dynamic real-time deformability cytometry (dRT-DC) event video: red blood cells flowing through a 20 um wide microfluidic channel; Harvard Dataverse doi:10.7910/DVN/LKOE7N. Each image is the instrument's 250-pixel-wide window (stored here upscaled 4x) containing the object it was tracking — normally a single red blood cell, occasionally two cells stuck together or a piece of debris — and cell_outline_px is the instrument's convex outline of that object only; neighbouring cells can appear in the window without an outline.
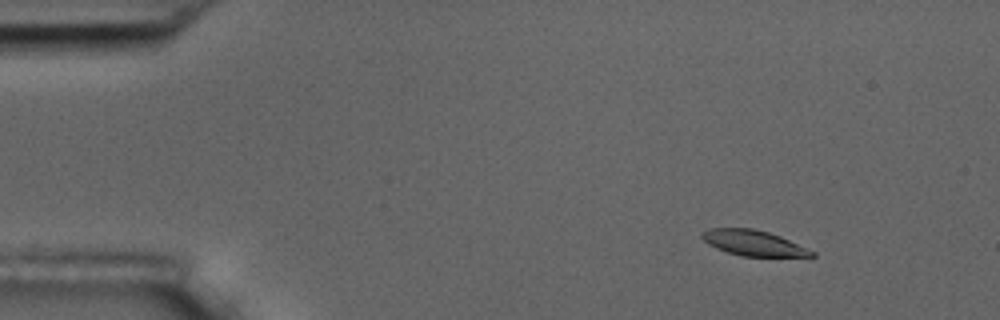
{"species": "common noctule bat (a hibernating species)", "species_latin": "Nyctalus noctula", "temperature_condition": "room temperature", "stored_images_in_passage": 4, "camera_frame_rate_fps": 3000, "um_per_image_px": 0.085, "animal": {"sex": "male", "body_mass_g": 17.5, "forearm_length_mm": 52.3}, "frame": {"image": 1, "passage_image": 2, "time_ms": 1.0, "image_size_px": [1000, 320], "cell_outline_px": [[816, 256], [740, 256], [716, 248], [708, 244], [700, 236], [700, 232], [708, 228], [752, 228], [768, 232], [780, 236], [816, 252]], "centroid_in_image_um": [64.0, 20.64], "position_along_channel_um": 21.0, "area_um2": 16.24}}
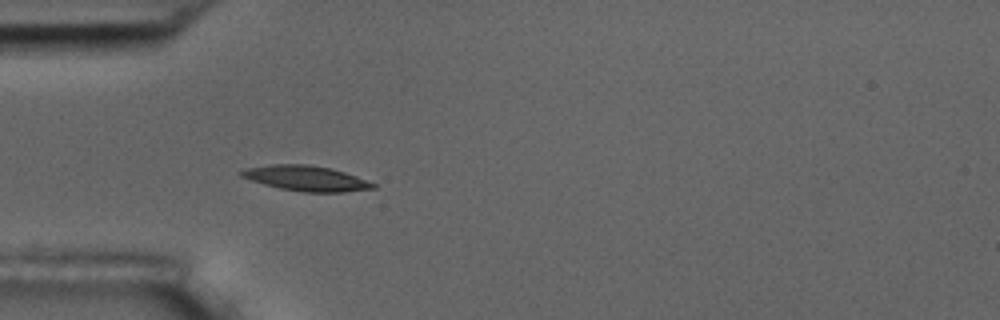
{"frame": {"image": 2, "passage_image": 4, "time_ms": 4.333, "image_size_px": [1000, 320], "cell_outline_px": [[376, 188], [344, 192], [304, 192], [280, 188], [264, 184], [240, 176], [240, 172], [248, 168], [268, 164], [308, 164], [328, 168], [344, 172], [356, 176], [376, 184]], "centroid_in_image_um": [26.03, 15.16], "position_along_channel_um": 59.0, "area_um2": 19.13}}